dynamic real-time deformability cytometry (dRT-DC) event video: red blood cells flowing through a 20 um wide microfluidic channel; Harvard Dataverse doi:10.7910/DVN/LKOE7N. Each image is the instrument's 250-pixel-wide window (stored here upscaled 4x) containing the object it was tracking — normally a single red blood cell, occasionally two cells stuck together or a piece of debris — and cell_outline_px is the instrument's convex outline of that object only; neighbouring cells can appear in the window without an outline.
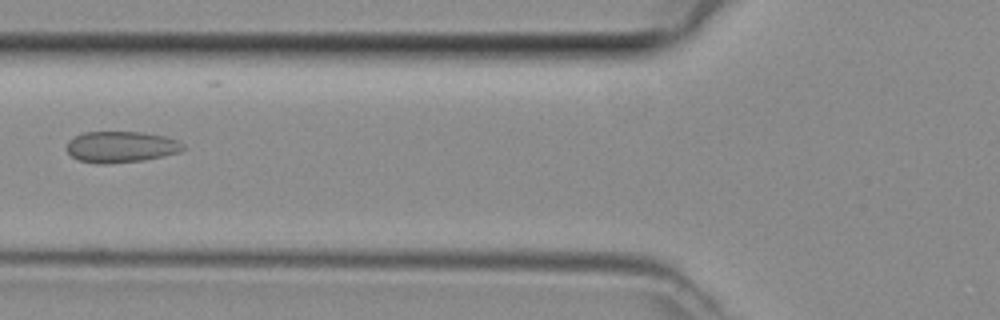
{"species": "common noctule bat (a hibernating species)", "species_latin": "Nyctalus noctula", "temperature_condition": "room temperature", "stored_images_in_passage": 2, "camera_frame_rate_fps": 3000, "um_per_image_px": 0.085, "animal": {"sex": "female", "body_mass_g": 29.2, "forearm_length_mm": 56.3}, "frame": {"image": 1, "passage_image": 2, "time_ms": 0.333, "image_size_px": [1000, 320], "cell_outline_px": [[184, 148], [180, 152], [144, 160], [104, 164], [100, 164], [80, 160], [72, 156], [68, 152], [68, 140], [84, 132], [140, 132], [164, 136], [176, 140], [184, 144]], "centroid_in_image_um": [10.3, 12.48], "position_along_channel_um": 115.5, "area_um2": 20.92}}